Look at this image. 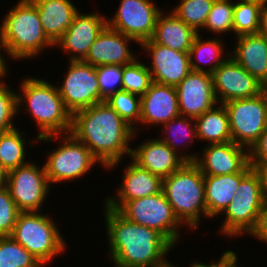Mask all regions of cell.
I'll return each instance as SVG.
<instances>
[{
    "mask_svg": "<svg viewBox=\"0 0 267 267\" xmlns=\"http://www.w3.org/2000/svg\"><path fill=\"white\" fill-rule=\"evenodd\" d=\"M70 133L109 171L131 157L130 143L140 136L106 101L75 112Z\"/></svg>",
    "mask_w": 267,
    "mask_h": 267,
    "instance_id": "obj_1",
    "label": "cell"
},
{
    "mask_svg": "<svg viewBox=\"0 0 267 267\" xmlns=\"http://www.w3.org/2000/svg\"><path fill=\"white\" fill-rule=\"evenodd\" d=\"M103 204L107 256L113 267H164L174 247L156 230L125 218Z\"/></svg>",
    "mask_w": 267,
    "mask_h": 267,
    "instance_id": "obj_2",
    "label": "cell"
},
{
    "mask_svg": "<svg viewBox=\"0 0 267 267\" xmlns=\"http://www.w3.org/2000/svg\"><path fill=\"white\" fill-rule=\"evenodd\" d=\"M21 82V83H20ZM19 82L17 115L20 110L36 122L37 137L68 134L72 128V114L67 110L56 83L27 75ZM25 106V107H24ZM24 109V110H23Z\"/></svg>",
    "mask_w": 267,
    "mask_h": 267,
    "instance_id": "obj_3",
    "label": "cell"
},
{
    "mask_svg": "<svg viewBox=\"0 0 267 267\" xmlns=\"http://www.w3.org/2000/svg\"><path fill=\"white\" fill-rule=\"evenodd\" d=\"M0 40L7 58L23 61L36 59L44 49H54V44L45 35L38 9L31 0H17L8 9L0 25Z\"/></svg>",
    "mask_w": 267,
    "mask_h": 267,
    "instance_id": "obj_4",
    "label": "cell"
},
{
    "mask_svg": "<svg viewBox=\"0 0 267 267\" xmlns=\"http://www.w3.org/2000/svg\"><path fill=\"white\" fill-rule=\"evenodd\" d=\"M174 215L193 232L208 218L205 202L204 175L195 162H185L177 171L163 178L162 188ZM202 220V221H201Z\"/></svg>",
    "mask_w": 267,
    "mask_h": 267,
    "instance_id": "obj_5",
    "label": "cell"
},
{
    "mask_svg": "<svg viewBox=\"0 0 267 267\" xmlns=\"http://www.w3.org/2000/svg\"><path fill=\"white\" fill-rule=\"evenodd\" d=\"M265 199L262 172L253 168L240 181L236 195L219 215L224 217L217 232L227 239L249 236L257 225Z\"/></svg>",
    "mask_w": 267,
    "mask_h": 267,
    "instance_id": "obj_6",
    "label": "cell"
},
{
    "mask_svg": "<svg viewBox=\"0 0 267 267\" xmlns=\"http://www.w3.org/2000/svg\"><path fill=\"white\" fill-rule=\"evenodd\" d=\"M52 216L41 211L20 212L11 237L47 267L66 253L69 243Z\"/></svg>",
    "mask_w": 267,
    "mask_h": 267,
    "instance_id": "obj_7",
    "label": "cell"
},
{
    "mask_svg": "<svg viewBox=\"0 0 267 267\" xmlns=\"http://www.w3.org/2000/svg\"><path fill=\"white\" fill-rule=\"evenodd\" d=\"M39 141L45 144L59 141L58 147L48 152L43 164L52 187L68 181H77L89 174L97 163L102 165L91 151L71 133L48 135L40 137Z\"/></svg>",
    "mask_w": 267,
    "mask_h": 267,
    "instance_id": "obj_8",
    "label": "cell"
},
{
    "mask_svg": "<svg viewBox=\"0 0 267 267\" xmlns=\"http://www.w3.org/2000/svg\"><path fill=\"white\" fill-rule=\"evenodd\" d=\"M118 211L128 220L156 230L174 248L184 235L181 229L184 226L174 215L163 190L152 196L126 201Z\"/></svg>",
    "mask_w": 267,
    "mask_h": 267,
    "instance_id": "obj_9",
    "label": "cell"
},
{
    "mask_svg": "<svg viewBox=\"0 0 267 267\" xmlns=\"http://www.w3.org/2000/svg\"><path fill=\"white\" fill-rule=\"evenodd\" d=\"M223 105L232 141L250 150L267 128V89L256 97L234 99Z\"/></svg>",
    "mask_w": 267,
    "mask_h": 267,
    "instance_id": "obj_10",
    "label": "cell"
},
{
    "mask_svg": "<svg viewBox=\"0 0 267 267\" xmlns=\"http://www.w3.org/2000/svg\"><path fill=\"white\" fill-rule=\"evenodd\" d=\"M10 195L21 212L44 211L43 205L52 189L44 165L29 163L8 172Z\"/></svg>",
    "mask_w": 267,
    "mask_h": 267,
    "instance_id": "obj_11",
    "label": "cell"
},
{
    "mask_svg": "<svg viewBox=\"0 0 267 267\" xmlns=\"http://www.w3.org/2000/svg\"><path fill=\"white\" fill-rule=\"evenodd\" d=\"M68 63L61 85L56 82L67 110L73 115L77 111L104 102L99 90L96 67L82 60Z\"/></svg>",
    "mask_w": 267,
    "mask_h": 267,
    "instance_id": "obj_12",
    "label": "cell"
},
{
    "mask_svg": "<svg viewBox=\"0 0 267 267\" xmlns=\"http://www.w3.org/2000/svg\"><path fill=\"white\" fill-rule=\"evenodd\" d=\"M163 10L154 0H120L114 15L107 16V26L140 45L153 37L156 20Z\"/></svg>",
    "mask_w": 267,
    "mask_h": 267,
    "instance_id": "obj_13",
    "label": "cell"
},
{
    "mask_svg": "<svg viewBox=\"0 0 267 267\" xmlns=\"http://www.w3.org/2000/svg\"><path fill=\"white\" fill-rule=\"evenodd\" d=\"M212 78L215 96L221 104L256 97L266 90L263 83L230 56L214 70Z\"/></svg>",
    "mask_w": 267,
    "mask_h": 267,
    "instance_id": "obj_14",
    "label": "cell"
},
{
    "mask_svg": "<svg viewBox=\"0 0 267 267\" xmlns=\"http://www.w3.org/2000/svg\"><path fill=\"white\" fill-rule=\"evenodd\" d=\"M202 148V152H198L195 163L203 175L249 173L253 169L250 165L249 149L233 141L207 144Z\"/></svg>",
    "mask_w": 267,
    "mask_h": 267,
    "instance_id": "obj_15",
    "label": "cell"
},
{
    "mask_svg": "<svg viewBox=\"0 0 267 267\" xmlns=\"http://www.w3.org/2000/svg\"><path fill=\"white\" fill-rule=\"evenodd\" d=\"M140 47L150 56V64L146 65L153 82L176 87L191 72L189 52L173 50L152 39L144 41Z\"/></svg>",
    "mask_w": 267,
    "mask_h": 267,
    "instance_id": "obj_16",
    "label": "cell"
},
{
    "mask_svg": "<svg viewBox=\"0 0 267 267\" xmlns=\"http://www.w3.org/2000/svg\"><path fill=\"white\" fill-rule=\"evenodd\" d=\"M99 13H83L79 10L72 24L55 43L54 47L69 56L68 61L83 60L95 39L107 26V16Z\"/></svg>",
    "mask_w": 267,
    "mask_h": 267,
    "instance_id": "obj_17",
    "label": "cell"
},
{
    "mask_svg": "<svg viewBox=\"0 0 267 267\" xmlns=\"http://www.w3.org/2000/svg\"><path fill=\"white\" fill-rule=\"evenodd\" d=\"M176 90L180 115L196 118L218 104L212 74L191 71Z\"/></svg>",
    "mask_w": 267,
    "mask_h": 267,
    "instance_id": "obj_18",
    "label": "cell"
},
{
    "mask_svg": "<svg viewBox=\"0 0 267 267\" xmlns=\"http://www.w3.org/2000/svg\"><path fill=\"white\" fill-rule=\"evenodd\" d=\"M131 161V162H130ZM124 173L119 188L105 198L104 204L118 210L126 201L152 196L162 191L163 179L140 167L131 158L123 167Z\"/></svg>",
    "mask_w": 267,
    "mask_h": 267,
    "instance_id": "obj_19",
    "label": "cell"
},
{
    "mask_svg": "<svg viewBox=\"0 0 267 267\" xmlns=\"http://www.w3.org/2000/svg\"><path fill=\"white\" fill-rule=\"evenodd\" d=\"M133 43L137 44L133 38L106 26L95 39L87 56L82 61L94 67L111 64L128 65L138 58L136 51L132 50L131 45Z\"/></svg>",
    "mask_w": 267,
    "mask_h": 267,
    "instance_id": "obj_20",
    "label": "cell"
},
{
    "mask_svg": "<svg viewBox=\"0 0 267 267\" xmlns=\"http://www.w3.org/2000/svg\"><path fill=\"white\" fill-rule=\"evenodd\" d=\"M179 115L176 87L152 82L149 89L141 97L140 123L134 132L140 134L144 126H147L146 128L148 126H160Z\"/></svg>",
    "mask_w": 267,
    "mask_h": 267,
    "instance_id": "obj_21",
    "label": "cell"
},
{
    "mask_svg": "<svg viewBox=\"0 0 267 267\" xmlns=\"http://www.w3.org/2000/svg\"><path fill=\"white\" fill-rule=\"evenodd\" d=\"M140 167L162 179L177 171L186 161L159 138H148L131 148V157Z\"/></svg>",
    "mask_w": 267,
    "mask_h": 267,
    "instance_id": "obj_22",
    "label": "cell"
},
{
    "mask_svg": "<svg viewBox=\"0 0 267 267\" xmlns=\"http://www.w3.org/2000/svg\"><path fill=\"white\" fill-rule=\"evenodd\" d=\"M230 57L267 89V38L258 34L235 37Z\"/></svg>",
    "mask_w": 267,
    "mask_h": 267,
    "instance_id": "obj_23",
    "label": "cell"
},
{
    "mask_svg": "<svg viewBox=\"0 0 267 267\" xmlns=\"http://www.w3.org/2000/svg\"><path fill=\"white\" fill-rule=\"evenodd\" d=\"M40 16L47 38L55 43L63 36L79 12L72 0H31Z\"/></svg>",
    "mask_w": 267,
    "mask_h": 267,
    "instance_id": "obj_24",
    "label": "cell"
},
{
    "mask_svg": "<svg viewBox=\"0 0 267 267\" xmlns=\"http://www.w3.org/2000/svg\"><path fill=\"white\" fill-rule=\"evenodd\" d=\"M165 11L158 15L155 32L151 39L155 43L173 50L190 52L193 40L198 33L171 10Z\"/></svg>",
    "mask_w": 267,
    "mask_h": 267,
    "instance_id": "obj_25",
    "label": "cell"
},
{
    "mask_svg": "<svg viewBox=\"0 0 267 267\" xmlns=\"http://www.w3.org/2000/svg\"><path fill=\"white\" fill-rule=\"evenodd\" d=\"M248 173H234L219 176L204 175L205 202L208 216L218 218L236 195L240 181Z\"/></svg>",
    "mask_w": 267,
    "mask_h": 267,
    "instance_id": "obj_26",
    "label": "cell"
},
{
    "mask_svg": "<svg viewBox=\"0 0 267 267\" xmlns=\"http://www.w3.org/2000/svg\"><path fill=\"white\" fill-rule=\"evenodd\" d=\"M202 33H198L190 48L191 71L212 74L229 56V50L225 52V41L223 37H212L205 39ZM201 34V35H200ZM204 38V39H203ZM224 41V42H223ZM224 44V45H223Z\"/></svg>",
    "mask_w": 267,
    "mask_h": 267,
    "instance_id": "obj_27",
    "label": "cell"
},
{
    "mask_svg": "<svg viewBox=\"0 0 267 267\" xmlns=\"http://www.w3.org/2000/svg\"><path fill=\"white\" fill-rule=\"evenodd\" d=\"M160 128H162L160 130L161 133L164 131L161 137L158 136L161 141L166 143L186 162L196 161L198 154L189 151V146L192 147V143L198 140L195 118L179 115L169 122L162 124ZM187 150L189 152H187Z\"/></svg>",
    "mask_w": 267,
    "mask_h": 267,
    "instance_id": "obj_28",
    "label": "cell"
},
{
    "mask_svg": "<svg viewBox=\"0 0 267 267\" xmlns=\"http://www.w3.org/2000/svg\"><path fill=\"white\" fill-rule=\"evenodd\" d=\"M197 137L204 144H221L232 141L229 116L223 104L218 103L201 116L195 118ZM205 141V142H204Z\"/></svg>",
    "mask_w": 267,
    "mask_h": 267,
    "instance_id": "obj_29",
    "label": "cell"
},
{
    "mask_svg": "<svg viewBox=\"0 0 267 267\" xmlns=\"http://www.w3.org/2000/svg\"><path fill=\"white\" fill-rule=\"evenodd\" d=\"M25 134L26 132L20 130L19 127L0 133V166L7 172L30 162L27 158L29 155L27 150L29 149L26 147L30 145L33 148L36 146L35 143H38L39 138L32 136V140L28 137L26 139L27 135Z\"/></svg>",
    "mask_w": 267,
    "mask_h": 267,
    "instance_id": "obj_30",
    "label": "cell"
},
{
    "mask_svg": "<svg viewBox=\"0 0 267 267\" xmlns=\"http://www.w3.org/2000/svg\"><path fill=\"white\" fill-rule=\"evenodd\" d=\"M262 3L253 0H236L233 14V36L259 33Z\"/></svg>",
    "mask_w": 267,
    "mask_h": 267,
    "instance_id": "obj_31",
    "label": "cell"
},
{
    "mask_svg": "<svg viewBox=\"0 0 267 267\" xmlns=\"http://www.w3.org/2000/svg\"><path fill=\"white\" fill-rule=\"evenodd\" d=\"M213 4L214 0H180L178 5L170 10L197 33H200Z\"/></svg>",
    "mask_w": 267,
    "mask_h": 267,
    "instance_id": "obj_32",
    "label": "cell"
},
{
    "mask_svg": "<svg viewBox=\"0 0 267 267\" xmlns=\"http://www.w3.org/2000/svg\"><path fill=\"white\" fill-rule=\"evenodd\" d=\"M233 14L234 2L232 0H214L202 31L207 29L205 32H211L210 34L214 37L233 34Z\"/></svg>",
    "mask_w": 267,
    "mask_h": 267,
    "instance_id": "obj_33",
    "label": "cell"
},
{
    "mask_svg": "<svg viewBox=\"0 0 267 267\" xmlns=\"http://www.w3.org/2000/svg\"><path fill=\"white\" fill-rule=\"evenodd\" d=\"M0 267H44L11 236L0 237Z\"/></svg>",
    "mask_w": 267,
    "mask_h": 267,
    "instance_id": "obj_34",
    "label": "cell"
},
{
    "mask_svg": "<svg viewBox=\"0 0 267 267\" xmlns=\"http://www.w3.org/2000/svg\"><path fill=\"white\" fill-rule=\"evenodd\" d=\"M152 82L147 65L139 58L128 65L122 66V90L142 97Z\"/></svg>",
    "mask_w": 267,
    "mask_h": 267,
    "instance_id": "obj_35",
    "label": "cell"
},
{
    "mask_svg": "<svg viewBox=\"0 0 267 267\" xmlns=\"http://www.w3.org/2000/svg\"><path fill=\"white\" fill-rule=\"evenodd\" d=\"M133 129L140 123L141 97L128 91H117L105 100Z\"/></svg>",
    "mask_w": 267,
    "mask_h": 267,
    "instance_id": "obj_36",
    "label": "cell"
},
{
    "mask_svg": "<svg viewBox=\"0 0 267 267\" xmlns=\"http://www.w3.org/2000/svg\"><path fill=\"white\" fill-rule=\"evenodd\" d=\"M17 93L5 81L0 82V133L10 131L16 126Z\"/></svg>",
    "mask_w": 267,
    "mask_h": 267,
    "instance_id": "obj_37",
    "label": "cell"
},
{
    "mask_svg": "<svg viewBox=\"0 0 267 267\" xmlns=\"http://www.w3.org/2000/svg\"><path fill=\"white\" fill-rule=\"evenodd\" d=\"M96 73L101 97L104 100L122 90V66L113 64L98 66Z\"/></svg>",
    "mask_w": 267,
    "mask_h": 267,
    "instance_id": "obj_38",
    "label": "cell"
},
{
    "mask_svg": "<svg viewBox=\"0 0 267 267\" xmlns=\"http://www.w3.org/2000/svg\"><path fill=\"white\" fill-rule=\"evenodd\" d=\"M21 211L7 187L0 190V237L11 236Z\"/></svg>",
    "mask_w": 267,
    "mask_h": 267,
    "instance_id": "obj_39",
    "label": "cell"
},
{
    "mask_svg": "<svg viewBox=\"0 0 267 267\" xmlns=\"http://www.w3.org/2000/svg\"><path fill=\"white\" fill-rule=\"evenodd\" d=\"M250 165L257 170L267 166V128L249 150Z\"/></svg>",
    "mask_w": 267,
    "mask_h": 267,
    "instance_id": "obj_40",
    "label": "cell"
},
{
    "mask_svg": "<svg viewBox=\"0 0 267 267\" xmlns=\"http://www.w3.org/2000/svg\"><path fill=\"white\" fill-rule=\"evenodd\" d=\"M249 236L267 244V198L261 207L257 225Z\"/></svg>",
    "mask_w": 267,
    "mask_h": 267,
    "instance_id": "obj_41",
    "label": "cell"
},
{
    "mask_svg": "<svg viewBox=\"0 0 267 267\" xmlns=\"http://www.w3.org/2000/svg\"><path fill=\"white\" fill-rule=\"evenodd\" d=\"M220 258L216 259L214 262V267H241L238 264V255L232 249H228L222 252ZM243 267V266H242Z\"/></svg>",
    "mask_w": 267,
    "mask_h": 267,
    "instance_id": "obj_42",
    "label": "cell"
},
{
    "mask_svg": "<svg viewBox=\"0 0 267 267\" xmlns=\"http://www.w3.org/2000/svg\"><path fill=\"white\" fill-rule=\"evenodd\" d=\"M5 54L7 55L6 49H5L3 43L0 40V82L6 81L3 78L7 77L9 72H11V71L8 70L7 66L9 64H8V62H6L8 60L5 59L6 58V57H4V56H6Z\"/></svg>",
    "mask_w": 267,
    "mask_h": 267,
    "instance_id": "obj_43",
    "label": "cell"
},
{
    "mask_svg": "<svg viewBox=\"0 0 267 267\" xmlns=\"http://www.w3.org/2000/svg\"><path fill=\"white\" fill-rule=\"evenodd\" d=\"M259 34L267 38V4H262L260 9Z\"/></svg>",
    "mask_w": 267,
    "mask_h": 267,
    "instance_id": "obj_44",
    "label": "cell"
},
{
    "mask_svg": "<svg viewBox=\"0 0 267 267\" xmlns=\"http://www.w3.org/2000/svg\"><path fill=\"white\" fill-rule=\"evenodd\" d=\"M8 172L0 166V190L5 188L7 185Z\"/></svg>",
    "mask_w": 267,
    "mask_h": 267,
    "instance_id": "obj_45",
    "label": "cell"
},
{
    "mask_svg": "<svg viewBox=\"0 0 267 267\" xmlns=\"http://www.w3.org/2000/svg\"><path fill=\"white\" fill-rule=\"evenodd\" d=\"M188 267H214V261L209 263L208 262L204 263L199 261V259L198 260L194 259L193 262L190 265H188Z\"/></svg>",
    "mask_w": 267,
    "mask_h": 267,
    "instance_id": "obj_46",
    "label": "cell"
},
{
    "mask_svg": "<svg viewBox=\"0 0 267 267\" xmlns=\"http://www.w3.org/2000/svg\"><path fill=\"white\" fill-rule=\"evenodd\" d=\"M260 171L264 178L265 198H267V166L263 167Z\"/></svg>",
    "mask_w": 267,
    "mask_h": 267,
    "instance_id": "obj_47",
    "label": "cell"
},
{
    "mask_svg": "<svg viewBox=\"0 0 267 267\" xmlns=\"http://www.w3.org/2000/svg\"><path fill=\"white\" fill-rule=\"evenodd\" d=\"M172 261H170L167 265H165L164 267H179L177 266L175 263H173ZM175 264V265H174Z\"/></svg>",
    "mask_w": 267,
    "mask_h": 267,
    "instance_id": "obj_48",
    "label": "cell"
},
{
    "mask_svg": "<svg viewBox=\"0 0 267 267\" xmlns=\"http://www.w3.org/2000/svg\"><path fill=\"white\" fill-rule=\"evenodd\" d=\"M253 1H258L261 2L262 4H267V0H253Z\"/></svg>",
    "mask_w": 267,
    "mask_h": 267,
    "instance_id": "obj_49",
    "label": "cell"
}]
</instances>
